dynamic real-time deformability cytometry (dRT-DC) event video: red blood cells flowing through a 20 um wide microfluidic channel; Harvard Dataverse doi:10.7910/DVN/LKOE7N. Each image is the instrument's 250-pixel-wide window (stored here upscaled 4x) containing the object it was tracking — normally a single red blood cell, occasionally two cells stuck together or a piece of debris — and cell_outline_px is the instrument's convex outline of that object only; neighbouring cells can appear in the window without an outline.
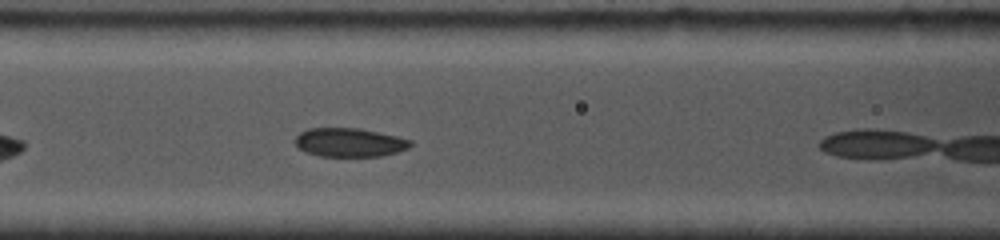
{"species": "common noctule bat (a hibernating species)", "species_latin": "Nyctalus noctula", "temperature_condition": "cold", "stored_images_in_passage": 19, "camera_frame_rate_fps": 5000, "um_per_image_px": 0.085, "animal": {"sex": "female", "body_mass_g": 19.0, "forearm_length_mm": 53.3}, "frame": {"image": 1, "passage_image": 9, "time_ms": 2.6, "image_size_px": [1000, 240], "cell_outline_px": [[412, 144], [408, 148], [396, 152], [380, 156], [320, 156], [304, 152], [296, 144], [296, 136], [300, 132], [308, 128], [360, 128], [396, 136], [412, 140]], "centroid_in_image_um": [29.7, 12.1], "position_along_channel_um": 136.9, "area_um2": 19.25}}